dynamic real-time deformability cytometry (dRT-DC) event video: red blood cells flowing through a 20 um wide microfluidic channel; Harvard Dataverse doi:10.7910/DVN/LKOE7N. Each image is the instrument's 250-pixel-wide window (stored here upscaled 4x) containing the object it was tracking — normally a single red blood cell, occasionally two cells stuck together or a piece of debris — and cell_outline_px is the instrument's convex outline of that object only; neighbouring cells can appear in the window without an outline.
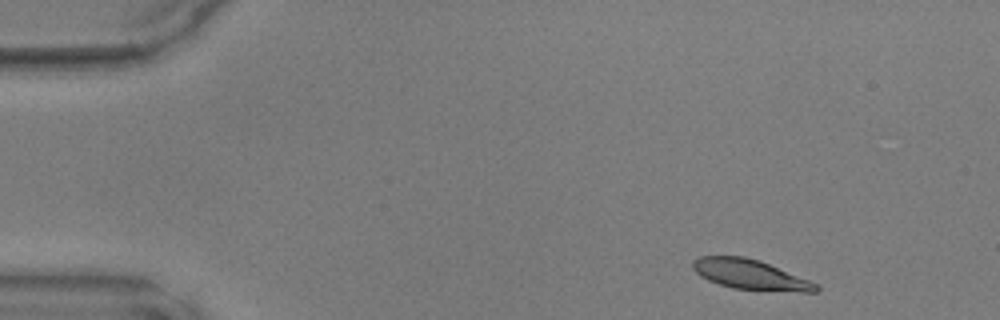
{"species": "common noctule bat (a hibernating species)", "species_latin": "Nyctalus noctula", "temperature_condition": "warm", "stored_images_in_passage": 44, "camera_frame_rate_fps": 3000, "um_per_image_px": 0.085, "animal": {"sex": "male", "body_mass_g": 17.9, "forearm_length_mm": 54.2}, "frame": {"image": 1, "passage_image": 1, "time_ms": 0.0, "image_size_px": [1000, 320], "cell_outline_px": [[820, 288], [816, 292], [800, 292], [732, 288], [708, 280], [700, 276], [692, 268], [692, 260], [700, 256], [744, 256], [768, 264], [808, 280], [816, 284]], "centroid_in_image_um": [63.72, 23.34], "position_along_channel_um": 21.3, "area_um2": 21.1}}
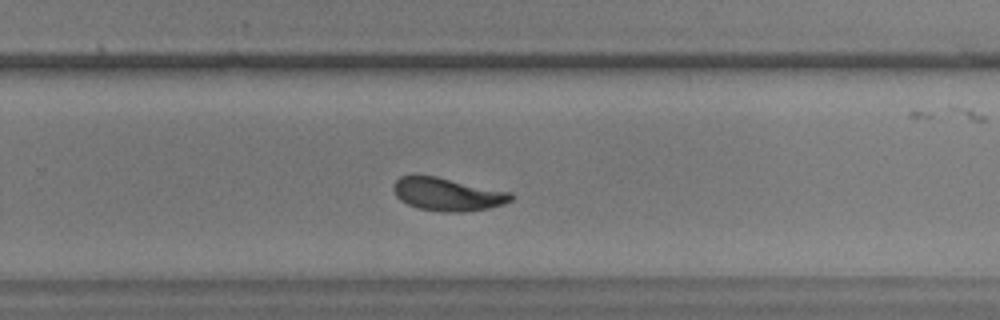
{"frame": {"image": 2, "passage_image": 27, "time_ms": 8.667, "image_size_px": [1000, 320], "cell_outline_px": [[512, 200], [504, 204], [488, 208], [460, 212], [440, 212], [416, 208], [400, 200], [396, 196], [392, 188], [396, 180], [400, 176], [436, 176], [512, 192]], "centroid_in_image_um": [38.03, 16.52], "position_along_channel_um": 291.8, "area_um2": 22.6}}
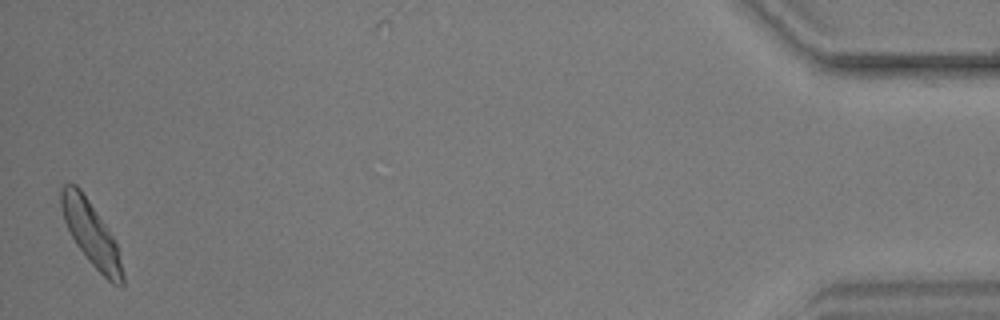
{"frame": {"image": 3, "passage_image": 43, "time_ms": 14.0, "image_size_px": [1000, 320], "cell_outline_px": [[124, 284], [120, 288], [112, 284], [88, 260], [76, 244], [64, 220], [60, 204], [60, 188], [64, 184], [76, 184], [80, 188], [108, 228], [116, 244], [124, 276]], "centroid_in_image_um": [7.74, 19.86], "position_along_channel_um": 427.5, "area_um2": 22.6}}